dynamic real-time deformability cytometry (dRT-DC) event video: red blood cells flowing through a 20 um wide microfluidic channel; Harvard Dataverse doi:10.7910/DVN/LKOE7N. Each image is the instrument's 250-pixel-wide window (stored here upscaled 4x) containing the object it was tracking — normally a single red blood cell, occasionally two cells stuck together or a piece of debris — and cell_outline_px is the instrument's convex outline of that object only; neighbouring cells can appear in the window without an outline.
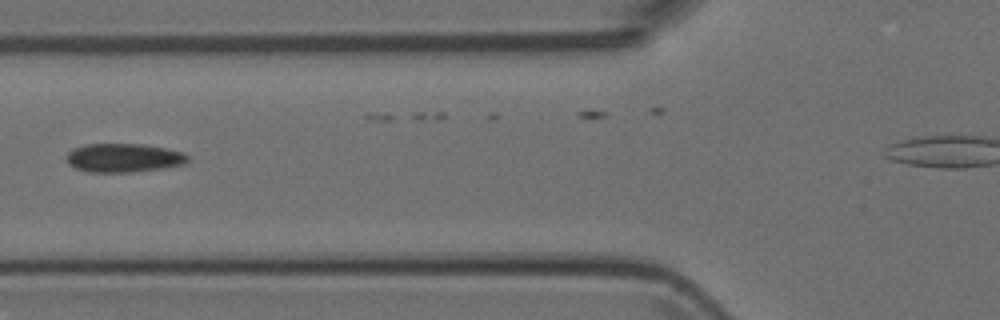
{"species": "Egyptian fruit bat (a non-hibernating species)", "species_latin": "Rousettus aegyptiacus", "temperature_condition": "room temperature", "stored_images_in_passage": 7, "camera_frame_rate_fps": 3000, "um_per_image_px": 0.085, "animal": {"sex": "female"}, "frame": {"image": 1, "passage_image": 4, "time_ms": 1.0, "image_size_px": [1000, 320], "cell_outline_px": [[188, 160], [184, 164], [164, 168], [132, 172], [88, 172], [76, 168], [68, 164], [68, 152], [72, 148], [84, 144], [144, 144], [184, 152], [188, 156]], "centroid_in_image_um": [10.51, 13.41], "position_along_channel_um": 115.3, "area_um2": 20.35}}
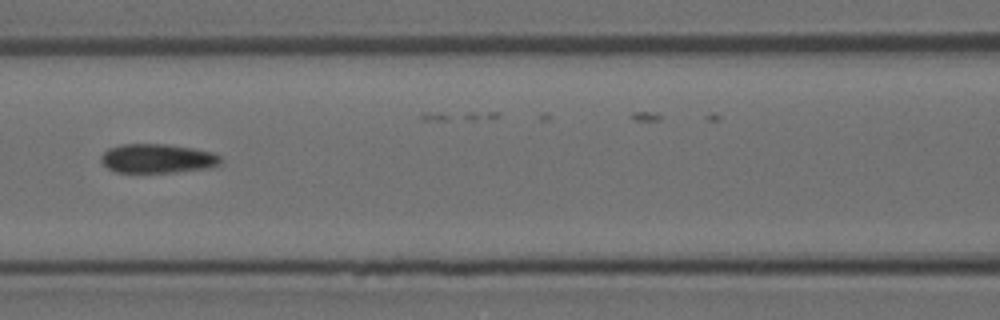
{"frame": {"image": 2, "passage_image": 5, "time_ms": 1.333, "image_size_px": [1000, 320], "cell_outline_px": [[220, 164], [208, 168], [172, 172], [116, 172], [108, 168], [100, 160], [100, 156], [108, 148], [120, 144], [168, 144], [192, 148], [212, 152], [220, 156]], "centroid_in_image_um": [13.35, 13.46], "position_along_channel_um": 153.2, "area_um2": 20.23}}